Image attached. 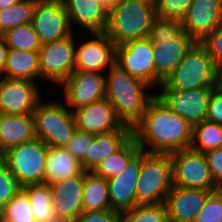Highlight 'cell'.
Wrapping results in <instances>:
<instances>
[{
  "label": "cell",
  "mask_w": 222,
  "mask_h": 222,
  "mask_svg": "<svg viewBox=\"0 0 222 222\" xmlns=\"http://www.w3.org/2000/svg\"><path fill=\"white\" fill-rule=\"evenodd\" d=\"M132 137L141 151L171 154L190 147L192 125L156 96L132 126Z\"/></svg>",
  "instance_id": "1"
},
{
  "label": "cell",
  "mask_w": 222,
  "mask_h": 222,
  "mask_svg": "<svg viewBox=\"0 0 222 222\" xmlns=\"http://www.w3.org/2000/svg\"><path fill=\"white\" fill-rule=\"evenodd\" d=\"M106 72V99L122 122L132 127L157 94L147 93L146 90L153 88L151 85L116 64Z\"/></svg>",
  "instance_id": "2"
},
{
  "label": "cell",
  "mask_w": 222,
  "mask_h": 222,
  "mask_svg": "<svg viewBox=\"0 0 222 222\" xmlns=\"http://www.w3.org/2000/svg\"><path fill=\"white\" fill-rule=\"evenodd\" d=\"M157 16L155 6L143 1L119 0L108 12L106 33L115 44L147 37Z\"/></svg>",
  "instance_id": "3"
},
{
  "label": "cell",
  "mask_w": 222,
  "mask_h": 222,
  "mask_svg": "<svg viewBox=\"0 0 222 222\" xmlns=\"http://www.w3.org/2000/svg\"><path fill=\"white\" fill-rule=\"evenodd\" d=\"M215 65L201 42H194L160 89L214 87Z\"/></svg>",
  "instance_id": "4"
},
{
  "label": "cell",
  "mask_w": 222,
  "mask_h": 222,
  "mask_svg": "<svg viewBox=\"0 0 222 222\" xmlns=\"http://www.w3.org/2000/svg\"><path fill=\"white\" fill-rule=\"evenodd\" d=\"M33 117L36 137L50 147H64L77 131L73 111L60 100H41Z\"/></svg>",
  "instance_id": "5"
},
{
  "label": "cell",
  "mask_w": 222,
  "mask_h": 222,
  "mask_svg": "<svg viewBox=\"0 0 222 222\" xmlns=\"http://www.w3.org/2000/svg\"><path fill=\"white\" fill-rule=\"evenodd\" d=\"M172 187L173 174L170 154L142 151V165L136 186L137 205L165 202Z\"/></svg>",
  "instance_id": "6"
},
{
  "label": "cell",
  "mask_w": 222,
  "mask_h": 222,
  "mask_svg": "<svg viewBox=\"0 0 222 222\" xmlns=\"http://www.w3.org/2000/svg\"><path fill=\"white\" fill-rule=\"evenodd\" d=\"M48 145L35 137L6 151L0 158L21 187L45 183Z\"/></svg>",
  "instance_id": "7"
},
{
  "label": "cell",
  "mask_w": 222,
  "mask_h": 222,
  "mask_svg": "<svg viewBox=\"0 0 222 222\" xmlns=\"http://www.w3.org/2000/svg\"><path fill=\"white\" fill-rule=\"evenodd\" d=\"M173 187L218 190L213 181L206 156L191 148L170 154Z\"/></svg>",
  "instance_id": "8"
},
{
  "label": "cell",
  "mask_w": 222,
  "mask_h": 222,
  "mask_svg": "<svg viewBox=\"0 0 222 222\" xmlns=\"http://www.w3.org/2000/svg\"><path fill=\"white\" fill-rule=\"evenodd\" d=\"M74 32L57 41L42 44L39 50L40 78L61 85L75 70Z\"/></svg>",
  "instance_id": "9"
},
{
  "label": "cell",
  "mask_w": 222,
  "mask_h": 222,
  "mask_svg": "<svg viewBox=\"0 0 222 222\" xmlns=\"http://www.w3.org/2000/svg\"><path fill=\"white\" fill-rule=\"evenodd\" d=\"M115 64L155 88L153 43L147 37L116 46Z\"/></svg>",
  "instance_id": "10"
},
{
  "label": "cell",
  "mask_w": 222,
  "mask_h": 222,
  "mask_svg": "<svg viewBox=\"0 0 222 222\" xmlns=\"http://www.w3.org/2000/svg\"><path fill=\"white\" fill-rule=\"evenodd\" d=\"M31 24L41 44L63 39L74 31L63 0H37Z\"/></svg>",
  "instance_id": "11"
},
{
  "label": "cell",
  "mask_w": 222,
  "mask_h": 222,
  "mask_svg": "<svg viewBox=\"0 0 222 222\" xmlns=\"http://www.w3.org/2000/svg\"><path fill=\"white\" fill-rule=\"evenodd\" d=\"M60 86L65 104L72 111L106 98V77L99 72L74 70Z\"/></svg>",
  "instance_id": "12"
},
{
  "label": "cell",
  "mask_w": 222,
  "mask_h": 222,
  "mask_svg": "<svg viewBox=\"0 0 222 222\" xmlns=\"http://www.w3.org/2000/svg\"><path fill=\"white\" fill-rule=\"evenodd\" d=\"M157 96L173 112L192 126L206 120L209 99L214 87H201L192 90L159 89Z\"/></svg>",
  "instance_id": "13"
},
{
  "label": "cell",
  "mask_w": 222,
  "mask_h": 222,
  "mask_svg": "<svg viewBox=\"0 0 222 222\" xmlns=\"http://www.w3.org/2000/svg\"><path fill=\"white\" fill-rule=\"evenodd\" d=\"M36 83L0 76V113L32 115L36 105L43 100L41 89Z\"/></svg>",
  "instance_id": "14"
},
{
  "label": "cell",
  "mask_w": 222,
  "mask_h": 222,
  "mask_svg": "<svg viewBox=\"0 0 222 222\" xmlns=\"http://www.w3.org/2000/svg\"><path fill=\"white\" fill-rule=\"evenodd\" d=\"M91 34V39L75 45V70L104 74L115 64L116 46L105 31Z\"/></svg>",
  "instance_id": "15"
},
{
  "label": "cell",
  "mask_w": 222,
  "mask_h": 222,
  "mask_svg": "<svg viewBox=\"0 0 222 222\" xmlns=\"http://www.w3.org/2000/svg\"><path fill=\"white\" fill-rule=\"evenodd\" d=\"M181 21L189 37L195 42L203 41L222 25V0H193Z\"/></svg>",
  "instance_id": "16"
},
{
  "label": "cell",
  "mask_w": 222,
  "mask_h": 222,
  "mask_svg": "<svg viewBox=\"0 0 222 222\" xmlns=\"http://www.w3.org/2000/svg\"><path fill=\"white\" fill-rule=\"evenodd\" d=\"M142 165L140 150L117 176L107 180L111 209L123 213L137 206L136 186Z\"/></svg>",
  "instance_id": "17"
},
{
  "label": "cell",
  "mask_w": 222,
  "mask_h": 222,
  "mask_svg": "<svg viewBox=\"0 0 222 222\" xmlns=\"http://www.w3.org/2000/svg\"><path fill=\"white\" fill-rule=\"evenodd\" d=\"M73 115L78 130L94 135L118 130L124 125L106 98L73 110Z\"/></svg>",
  "instance_id": "18"
},
{
  "label": "cell",
  "mask_w": 222,
  "mask_h": 222,
  "mask_svg": "<svg viewBox=\"0 0 222 222\" xmlns=\"http://www.w3.org/2000/svg\"><path fill=\"white\" fill-rule=\"evenodd\" d=\"M59 222H73L82 212L84 175L71 176L49 184Z\"/></svg>",
  "instance_id": "19"
},
{
  "label": "cell",
  "mask_w": 222,
  "mask_h": 222,
  "mask_svg": "<svg viewBox=\"0 0 222 222\" xmlns=\"http://www.w3.org/2000/svg\"><path fill=\"white\" fill-rule=\"evenodd\" d=\"M195 41L182 31L177 37L153 43L155 87L160 86L181 62Z\"/></svg>",
  "instance_id": "20"
},
{
  "label": "cell",
  "mask_w": 222,
  "mask_h": 222,
  "mask_svg": "<svg viewBox=\"0 0 222 222\" xmlns=\"http://www.w3.org/2000/svg\"><path fill=\"white\" fill-rule=\"evenodd\" d=\"M215 190L172 187L165 205L169 222H192Z\"/></svg>",
  "instance_id": "21"
},
{
  "label": "cell",
  "mask_w": 222,
  "mask_h": 222,
  "mask_svg": "<svg viewBox=\"0 0 222 222\" xmlns=\"http://www.w3.org/2000/svg\"><path fill=\"white\" fill-rule=\"evenodd\" d=\"M131 138L132 127L127 124L118 130L95 135L80 161L82 169L86 172H92L103 159L116 153Z\"/></svg>",
  "instance_id": "22"
},
{
  "label": "cell",
  "mask_w": 222,
  "mask_h": 222,
  "mask_svg": "<svg viewBox=\"0 0 222 222\" xmlns=\"http://www.w3.org/2000/svg\"><path fill=\"white\" fill-rule=\"evenodd\" d=\"M63 3L71 29L75 24L90 33L106 31L109 11L98 0H63Z\"/></svg>",
  "instance_id": "23"
},
{
  "label": "cell",
  "mask_w": 222,
  "mask_h": 222,
  "mask_svg": "<svg viewBox=\"0 0 222 222\" xmlns=\"http://www.w3.org/2000/svg\"><path fill=\"white\" fill-rule=\"evenodd\" d=\"M36 137L32 115L0 113V157L9 149Z\"/></svg>",
  "instance_id": "24"
},
{
  "label": "cell",
  "mask_w": 222,
  "mask_h": 222,
  "mask_svg": "<svg viewBox=\"0 0 222 222\" xmlns=\"http://www.w3.org/2000/svg\"><path fill=\"white\" fill-rule=\"evenodd\" d=\"M80 161L65 147L48 146L45 183L51 184L71 176L84 175Z\"/></svg>",
  "instance_id": "25"
},
{
  "label": "cell",
  "mask_w": 222,
  "mask_h": 222,
  "mask_svg": "<svg viewBox=\"0 0 222 222\" xmlns=\"http://www.w3.org/2000/svg\"><path fill=\"white\" fill-rule=\"evenodd\" d=\"M2 76L37 82L40 78L39 52L8 49Z\"/></svg>",
  "instance_id": "26"
},
{
  "label": "cell",
  "mask_w": 222,
  "mask_h": 222,
  "mask_svg": "<svg viewBox=\"0 0 222 222\" xmlns=\"http://www.w3.org/2000/svg\"><path fill=\"white\" fill-rule=\"evenodd\" d=\"M83 212L111 209L107 180L93 172H84Z\"/></svg>",
  "instance_id": "27"
},
{
  "label": "cell",
  "mask_w": 222,
  "mask_h": 222,
  "mask_svg": "<svg viewBox=\"0 0 222 222\" xmlns=\"http://www.w3.org/2000/svg\"><path fill=\"white\" fill-rule=\"evenodd\" d=\"M27 193L36 222H59L53 206L51 187L47 183L22 187Z\"/></svg>",
  "instance_id": "28"
},
{
  "label": "cell",
  "mask_w": 222,
  "mask_h": 222,
  "mask_svg": "<svg viewBox=\"0 0 222 222\" xmlns=\"http://www.w3.org/2000/svg\"><path fill=\"white\" fill-rule=\"evenodd\" d=\"M140 150L132 137L120 150L103 159L92 172L106 180L117 176Z\"/></svg>",
  "instance_id": "29"
},
{
  "label": "cell",
  "mask_w": 222,
  "mask_h": 222,
  "mask_svg": "<svg viewBox=\"0 0 222 222\" xmlns=\"http://www.w3.org/2000/svg\"><path fill=\"white\" fill-rule=\"evenodd\" d=\"M219 147H222L221 124L206 119L192 126V140L189 148L205 154Z\"/></svg>",
  "instance_id": "30"
},
{
  "label": "cell",
  "mask_w": 222,
  "mask_h": 222,
  "mask_svg": "<svg viewBox=\"0 0 222 222\" xmlns=\"http://www.w3.org/2000/svg\"><path fill=\"white\" fill-rule=\"evenodd\" d=\"M37 0H21L0 10V36L19 25L31 23L33 10Z\"/></svg>",
  "instance_id": "31"
},
{
  "label": "cell",
  "mask_w": 222,
  "mask_h": 222,
  "mask_svg": "<svg viewBox=\"0 0 222 222\" xmlns=\"http://www.w3.org/2000/svg\"><path fill=\"white\" fill-rule=\"evenodd\" d=\"M2 38L9 49L39 52L42 45L31 23L12 28Z\"/></svg>",
  "instance_id": "32"
},
{
  "label": "cell",
  "mask_w": 222,
  "mask_h": 222,
  "mask_svg": "<svg viewBox=\"0 0 222 222\" xmlns=\"http://www.w3.org/2000/svg\"><path fill=\"white\" fill-rule=\"evenodd\" d=\"M0 220L4 222H36L28 195L23 189L0 210Z\"/></svg>",
  "instance_id": "33"
},
{
  "label": "cell",
  "mask_w": 222,
  "mask_h": 222,
  "mask_svg": "<svg viewBox=\"0 0 222 222\" xmlns=\"http://www.w3.org/2000/svg\"><path fill=\"white\" fill-rule=\"evenodd\" d=\"M120 222H169L164 202L139 204L120 214Z\"/></svg>",
  "instance_id": "34"
},
{
  "label": "cell",
  "mask_w": 222,
  "mask_h": 222,
  "mask_svg": "<svg viewBox=\"0 0 222 222\" xmlns=\"http://www.w3.org/2000/svg\"><path fill=\"white\" fill-rule=\"evenodd\" d=\"M183 31L181 19L156 16L147 38L151 42H160L165 38L177 37Z\"/></svg>",
  "instance_id": "35"
},
{
  "label": "cell",
  "mask_w": 222,
  "mask_h": 222,
  "mask_svg": "<svg viewBox=\"0 0 222 222\" xmlns=\"http://www.w3.org/2000/svg\"><path fill=\"white\" fill-rule=\"evenodd\" d=\"M192 222H222V188L213 191Z\"/></svg>",
  "instance_id": "36"
},
{
  "label": "cell",
  "mask_w": 222,
  "mask_h": 222,
  "mask_svg": "<svg viewBox=\"0 0 222 222\" xmlns=\"http://www.w3.org/2000/svg\"><path fill=\"white\" fill-rule=\"evenodd\" d=\"M22 189L7 164L0 158V210Z\"/></svg>",
  "instance_id": "37"
},
{
  "label": "cell",
  "mask_w": 222,
  "mask_h": 222,
  "mask_svg": "<svg viewBox=\"0 0 222 222\" xmlns=\"http://www.w3.org/2000/svg\"><path fill=\"white\" fill-rule=\"evenodd\" d=\"M193 0H158L156 14L161 17L182 19Z\"/></svg>",
  "instance_id": "38"
},
{
  "label": "cell",
  "mask_w": 222,
  "mask_h": 222,
  "mask_svg": "<svg viewBox=\"0 0 222 222\" xmlns=\"http://www.w3.org/2000/svg\"><path fill=\"white\" fill-rule=\"evenodd\" d=\"M94 134L83 132L77 129L73 137L64 146L76 159L81 161L88 146L94 138Z\"/></svg>",
  "instance_id": "39"
},
{
  "label": "cell",
  "mask_w": 222,
  "mask_h": 222,
  "mask_svg": "<svg viewBox=\"0 0 222 222\" xmlns=\"http://www.w3.org/2000/svg\"><path fill=\"white\" fill-rule=\"evenodd\" d=\"M201 43L205 46L214 65H222V25L213 30Z\"/></svg>",
  "instance_id": "40"
},
{
  "label": "cell",
  "mask_w": 222,
  "mask_h": 222,
  "mask_svg": "<svg viewBox=\"0 0 222 222\" xmlns=\"http://www.w3.org/2000/svg\"><path fill=\"white\" fill-rule=\"evenodd\" d=\"M73 222H120V213L112 210L82 212Z\"/></svg>",
  "instance_id": "41"
},
{
  "label": "cell",
  "mask_w": 222,
  "mask_h": 222,
  "mask_svg": "<svg viewBox=\"0 0 222 222\" xmlns=\"http://www.w3.org/2000/svg\"><path fill=\"white\" fill-rule=\"evenodd\" d=\"M213 181L222 188V147L205 153Z\"/></svg>",
  "instance_id": "42"
},
{
  "label": "cell",
  "mask_w": 222,
  "mask_h": 222,
  "mask_svg": "<svg viewBox=\"0 0 222 222\" xmlns=\"http://www.w3.org/2000/svg\"><path fill=\"white\" fill-rule=\"evenodd\" d=\"M206 119L222 125V94L215 90L209 99Z\"/></svg>",
  "instance_id": "43"
},
{
  "label": "cell",
  "mask_w": 222,
  "mask_h": 222,
  "mask_svg": "<svg viewBox=\"0 0 222 222\" xmlns=\"http://www.w3.org/2000/svg\"><path fill=\"white\" fill-rule=\"evenodd\" d=\"M8 49L9 48L6 45V42L4 41L2 36H0V76L3 74L4 71Z\"/></svg>",
  "instance_id": "44"
},
{
  "label": "cell",
  "mask_w": 222,
  "mask_h": 222,
  "mask_svg": "<svg viewBox=\"0 0 222 222\" xmlns=\"http://www.w3.org/2000/svg\"><path fill=\"white\" fill-rule=\"evenodd\" d=\"M214 90L222 94V65L215 67Z\"/></svg>",
  "instance_id": "45"
},
{
  "label": "cell",
  "mask_w": 222,
  "mask_h": 222,
  "mask_svg": "<svg viewBox=\"0 0 222 222\" xmlns=\"http://www.w3.org/2000/svg\"><path fill=\"white\" fill-rule=\"evenodd\" d=\"M99 3L106 9L110 10L113 6H115L119 0H98Z\"/></svg>",
  "instance_id": "46"
},
{
  "label": "cell",
  "mask_w": 222,
  "mask_h": 222,
  "mask_svg": "<svg viewBox=\"0 0 222 222\" xmlns=\"http://www.w3.org/2000/svg\"><path fill=\"white\" fill-rule=\"evenodd\" d=\"M21 0H0V10L7 9L11 5L20 2Z\"/></svg>",
  "instance_id": "47"
},
{
  "label": "cell",
  "mask_w": 222,
  "mask_h": 222,
  "mask_svg": "<svg viewBox=\"0 0 222 222\" xmlns=\"http://www.w3.org/2000/svg\"><path fill=\"white\" fill-rule=\"evenodd\" d=\"M135 1H143V2H146L148 4H152L155 6V4L157 3L158 0H135Z\"/></svg>",
  "instance_id": "48"
}]
</instances>
